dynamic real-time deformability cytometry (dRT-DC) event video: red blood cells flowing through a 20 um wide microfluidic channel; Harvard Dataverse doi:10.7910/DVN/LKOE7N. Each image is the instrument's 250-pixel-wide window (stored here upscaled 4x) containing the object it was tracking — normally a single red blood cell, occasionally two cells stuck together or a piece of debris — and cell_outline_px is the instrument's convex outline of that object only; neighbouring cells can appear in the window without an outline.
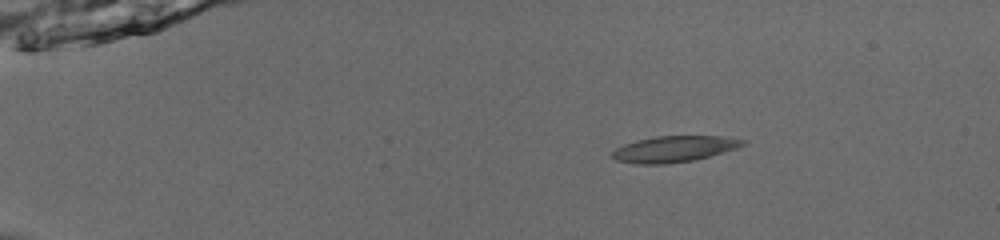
{"species": "common noctule bat (a hibernating species)", "species_latin": "Nyctalus noctula", "temperature_condition": "room temperature", "stored_images_in_passage": 44, "camera_frame_rate_fps": 3000, "um_per_image_px": 0.085, "animal": {"sex": "male", "body_mass_g": 13.0, "forearm_length_mm": 53.1}, "frame": {"image": 1, "passage_image": 1, "time_ms": 0.0, "image_size_px": [1000, 240], "cell_outline_px": [[748, 144], [724, 152], [696, 160], [664, 164], [636, 164], [616, 160], [612, 156], [612, 152], [616, 148], [624, 144], [636, 140], [656, 136], [720, 136], [748, 140]], "centroid_in_image_um": [57.33, 12.66], "position_along_channel_um": 27.7, "area_um2": 20.0}}
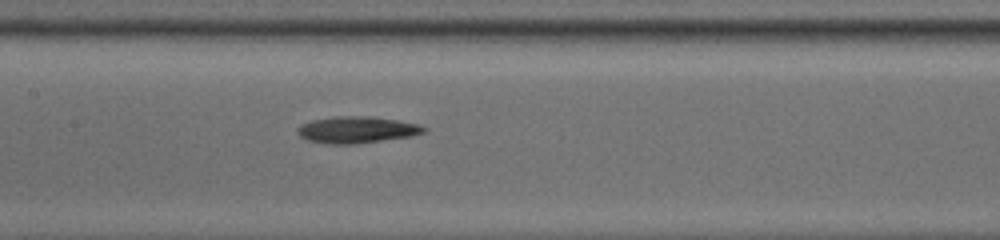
{"frame": {"image": 2, "passage_image": 19, "time_ms": 6.0, "image_size_px": [1000, 240], "cell_outline_px": [[428, 128], [424, 132], [412, 136], [356, 144], [328, 144], [308, 140], [300, 136], [296, 132], [296, 128], [300, 124], [312, 120], [332, 116], [368, 116], [396, 120], [420, 124]], "centroid_in_image_um": [30.31, 11.03], "position_along_channel_um": 177.1, "area_um2": 19.77}}
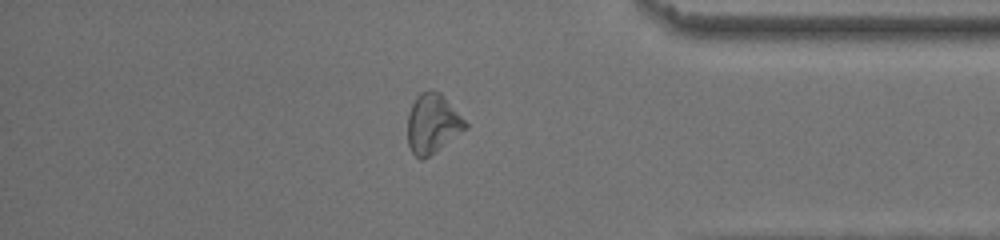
{"frame": {"image": 3, "passage_image": 37, "time_ms": 12.0, "image_size_px": [1000, 240], "cell_outline_px": [[468, 128], [428, 156], [420, 160], [412, 152], [408, 144], [408, 116], [412, 104], [416, 96], [420, 92], [428, 88], [440, 92], [444, 96], [468, 124]], "centroid_in_image_um": [36.76, 10.47], "position_along_channel_um": 398.4, "area_um2": 19.88}, "authors_computed_cell_mechanics": {"area_um2": 19.5653, "velocity_mm_per_s": 3.9257, "shape_relaxation_time_tau1_ms": 4.1565, "shape_relaxation_time_tau2_ms": null, "deformation_change_tau1": 0.1292, "deformation_change_tau2": null}}